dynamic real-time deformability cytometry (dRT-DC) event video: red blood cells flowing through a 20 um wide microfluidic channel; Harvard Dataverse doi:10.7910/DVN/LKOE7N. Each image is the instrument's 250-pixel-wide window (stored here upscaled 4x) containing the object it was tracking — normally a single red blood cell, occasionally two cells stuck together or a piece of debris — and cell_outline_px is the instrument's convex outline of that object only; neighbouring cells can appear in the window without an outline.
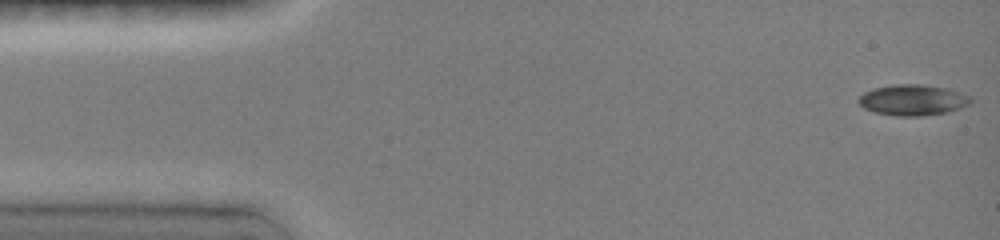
{"species": "common noctule bat (a hibernating species)", "species_latin": "Nyctalus noctula", "temperature_condition": "room temperature", "stored_images_in_passage": 30, "camera_frame_rate_fps": 3000, "um_per_image_px": 0.085, "animal": {"sex": "female", "body_mass_g": 19.0, "forearm_length_mm": 51.5}, "frame": {"image": 1, "passage_image": 1, "time_ms": 0.0, "image_size_px": [1000, 240], "cell_outline_px": [[972, 104], [948, 112], [920, 116], [896, 116], [876, 112], [864, 108], [856, 100], [864, 92], [872, 88], [892, 84], [920, 84], [948, 88], [972, 96]], "centroid_in_image_um": [77.61, 8.49], "position_along_channel_um": 7.4, "area_um2": 20.4}}
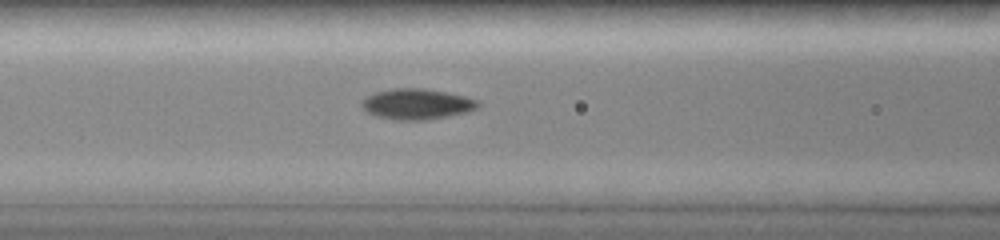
{"frame": {"image": 2, "passage_image": 12, "time_ms": 3.667, "image_size_px": [1000, 240], "cell_outline_px": [[480, 104], [476, 108], [468, 112], [428, 120], [396, 120], [376, 116], [368, 112], [360, 104], [368, 96], [376, 92], [396, 88], [420, 88], [444, 92], [464, 96], [476, 100]], "centroid_in_image_um": [35.44, 8.86], "position_along_channel_um": 131.2, "area_um2": 20.46}}
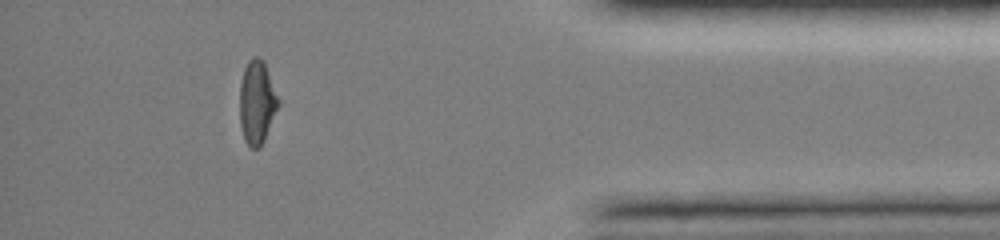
{"frame": {"image": 3, "passage_image": 27, "time_ms": 8.667, "image_size_px": [1000, 240], "cell_outline_px": [[280, 104], [264, 140], [260, 148], [252, 148], [244, 140], [240, 124], [240, 84], [244, 68], [248, 60], [252, 56], [256, 56], [264, 60], [280, 100]], "centroid_in_image_um": [21.85, 8.67], "position_along_channel_um": 413.3, "area_um2": 19.02}}